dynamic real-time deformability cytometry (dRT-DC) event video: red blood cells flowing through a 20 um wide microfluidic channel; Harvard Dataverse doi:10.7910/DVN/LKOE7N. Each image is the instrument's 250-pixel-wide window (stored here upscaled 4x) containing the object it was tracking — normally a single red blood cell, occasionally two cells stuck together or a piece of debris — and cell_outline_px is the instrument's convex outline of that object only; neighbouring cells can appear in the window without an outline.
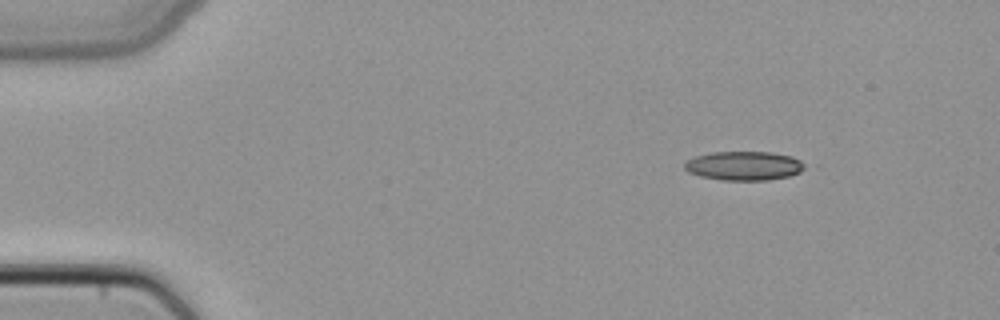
{"species": "common noctule bat (a hibernating species)", "species_latin": "Nyctalus noctula", "temperature_condition": "cold", "stored_images_in_passage": 4, "camera_frame_rate_fps": 3000, "um_per_image_px": 0.085, "animal": {"sex": "female", "body_mass_g": 22.7, "forearm_length_mm": 54.2}, "frame": {"image": 1, "passage_image": 1, "time_ms": 0.0, "image_size_px": [1000, 320], "cell_outline_px": [[808, 168], [800, 172], [788, 176], [768, 180], [720, 180], [700, 176], [688, 172], [684, 168], [684, 164], [688, 160], [696, 156], [712, 152], [772, 152], [792, 156], [808, 164]], "centroid_in_image_um": [63.29, 14.09], "position_along_channel_um": 21.7, "area_um2": 20.52}}
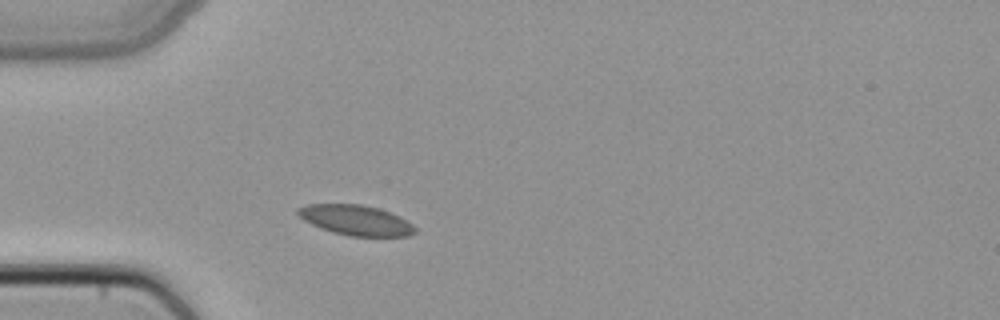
{"frame": {"image": 2, "passage_image": 4, "time_ms": 1.0, "image_size_px": [1000, 320], "cell_outline_px": [[416, 232], [408, 236], [348, 236], [332, 232], [312, 224], [304, 220], [296, 212], [296, 208], [308, 204], [360, 204], [380, 208], [400, 216], [408, 220], [416, 228]], "centroid_in_image_um": [30.27, 18.71], "position_along_channel_um": 54.7, "area_um2": 20.69}}